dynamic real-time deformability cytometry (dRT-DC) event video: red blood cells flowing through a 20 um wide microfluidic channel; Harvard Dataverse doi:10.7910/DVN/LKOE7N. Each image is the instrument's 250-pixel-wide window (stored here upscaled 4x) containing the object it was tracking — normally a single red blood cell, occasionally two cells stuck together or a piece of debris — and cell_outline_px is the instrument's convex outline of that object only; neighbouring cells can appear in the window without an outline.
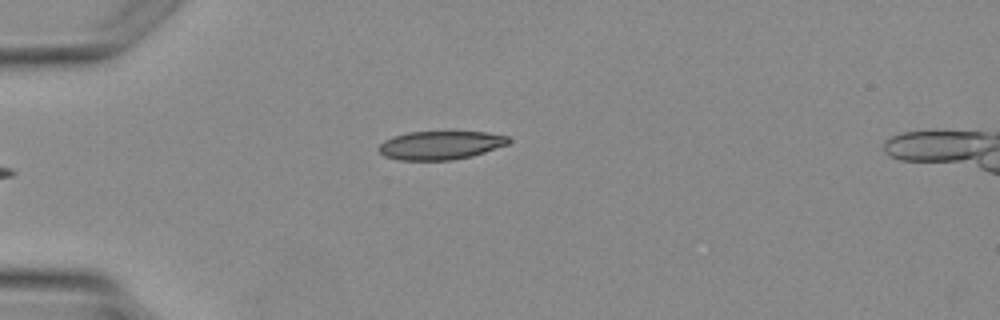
{"species": "Egyptian fruit bat (a non-hibernating species)", "species_latin": "Rousettus aegyptiacus", "temperature_condition": "warm", "stored_images_in_passage": 3, "camera_frame_rate_fps": 3000, "um_per_image_px": 0.085, "animal": {"sex": "female"}, "frame": {"image": 1, "passage_image": 3, "time_ms": 2.333, "image_size_px": [1000, 320], "cell_outline_px": [[512, 140], [508, 144], [472, 156], [452, 160], [396, 160], [384, 156], [376, 148], [384, 140], [392, 136], [408, 132], [484, 132], [508, 136]], "centroid_in_image_um": [37.4, 12.35], "position_along_channel_um": 47.6, "area_um2": 21.68}}